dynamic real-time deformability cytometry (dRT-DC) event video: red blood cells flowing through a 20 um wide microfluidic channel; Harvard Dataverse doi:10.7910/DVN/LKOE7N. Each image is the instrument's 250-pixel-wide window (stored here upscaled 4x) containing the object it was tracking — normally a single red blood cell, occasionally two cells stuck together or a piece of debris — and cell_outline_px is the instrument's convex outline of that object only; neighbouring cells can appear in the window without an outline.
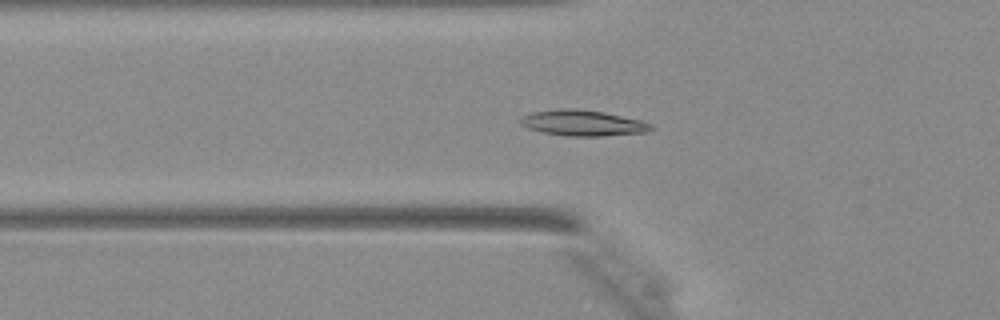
{"species": "Egyptian fruit bat (a non-hibernating species)", "species_latin": "Rousettus aegyptiacus", "temperature_condition": "warm", "stored_images_in_passage": 44, "camera_frame_rate_fps": 3000, "um_per_image_px": 0.085, "animal": {"sex": "female"}, "frame": {"image": 1, "passage_image": 16, "time_ms": 5.0, "image_size_px": [1000, 320], "cell_outline_px": [[656, 128], [648, 132], [604, 136], [568, 136], [544, 132], [528, 128], [520, 124], [520, 120], [524, 116], [532, 112], [556, 108], [576, 108], [604, 112], [640, 120], [652, 124]], "centroid_in_image_um": [49.58, 10.45], "position_along_channel_um": 76.2, "area_um2": 19.71}}
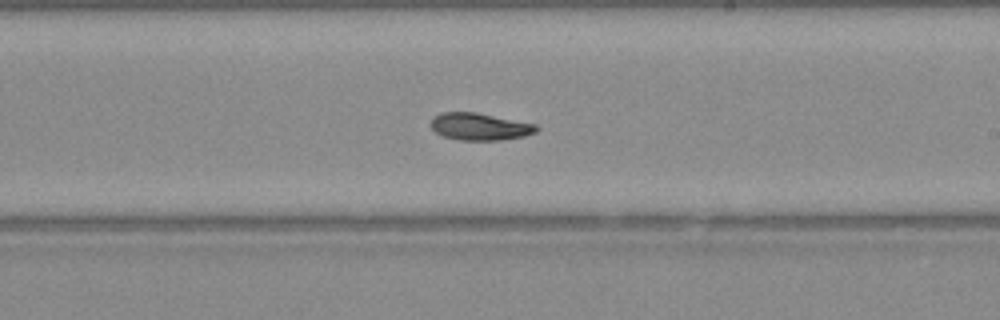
{"frame": {"image": 2, "passage_image": 27, "time_ms": 8.667, "image_size_px": [1000, 320], "cell_outline_px": [[540, 128], [536, 132], [524, 136], [504, 140], [456, 140], [444, 136], [436, 132], [432, 128], [432, 116], [440, 112], [476, 112], [536, 124]], "centroid_in_image_um": [40.79, 10.76], "position_along_channel_um": 248.2, "area_um2": 16.82}}
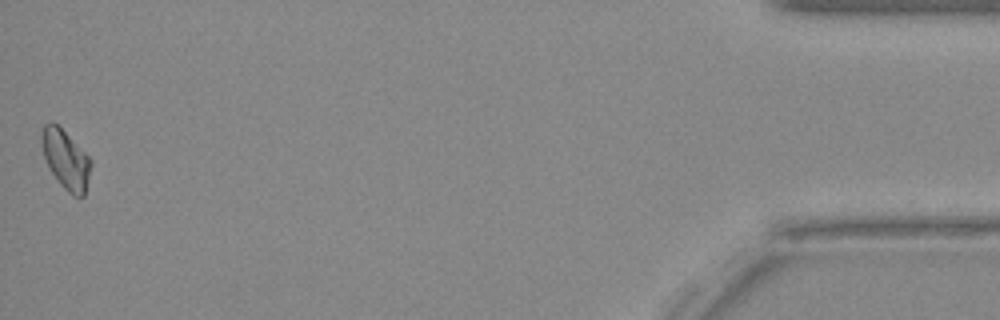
{"frame": {"image": 3, "passage_image": 44, "time_ms": 14.333, "image_size_px": [1000, 320], "cell_outline_px": [[92, 164], [84, 196], [72, 196], [60, 184], [52, 172], [44, 156], [40, 140], [40, 136], [44, 124], [56, 124], [92, 160]], "centroid_in_image_um": [5.59, 13.59], "position_along_channel_um": 429.6, "area_um2": 16.47}}